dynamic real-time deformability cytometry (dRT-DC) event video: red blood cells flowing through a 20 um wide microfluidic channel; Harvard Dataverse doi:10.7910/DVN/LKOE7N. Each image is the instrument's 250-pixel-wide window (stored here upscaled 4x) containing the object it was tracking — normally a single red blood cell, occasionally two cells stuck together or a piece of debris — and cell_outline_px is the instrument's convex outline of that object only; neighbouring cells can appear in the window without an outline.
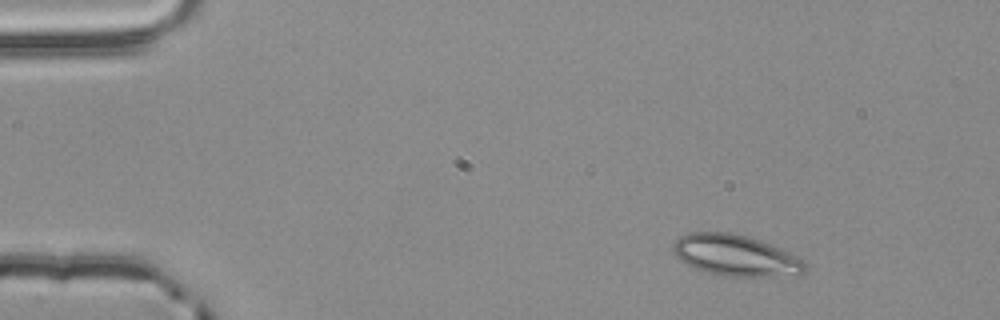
{"species": "common noctule bat (a hibernating species)", "species_latin": "Nyctalus noctula", "temperature_condition": "room temperature", "stored_images_in_passage": 2, "camera_frame_rate_fps": 3000, "um_per_image_px": 0.085, "animal": {"sex": "male", "body_mass_g": 20.4}, "frame": {"image": 1, "passage_image": 1, "time_ms": 0.0, "image_size_px": [1000, 320], "cell_outline_px": [[808, 268], [800, 276], [724, 276], [704, 272], [684, 264], [672, 252], [672, 244], [680, 236], [688, 232], [732, 232], [748, 236], [760, 240], [788, 252], [796, 256], [808, 264]], "centroid_in_image_um": [62.52, 21.72], "position_along_channel_um": 22.5, "area_um2": 32.14}}